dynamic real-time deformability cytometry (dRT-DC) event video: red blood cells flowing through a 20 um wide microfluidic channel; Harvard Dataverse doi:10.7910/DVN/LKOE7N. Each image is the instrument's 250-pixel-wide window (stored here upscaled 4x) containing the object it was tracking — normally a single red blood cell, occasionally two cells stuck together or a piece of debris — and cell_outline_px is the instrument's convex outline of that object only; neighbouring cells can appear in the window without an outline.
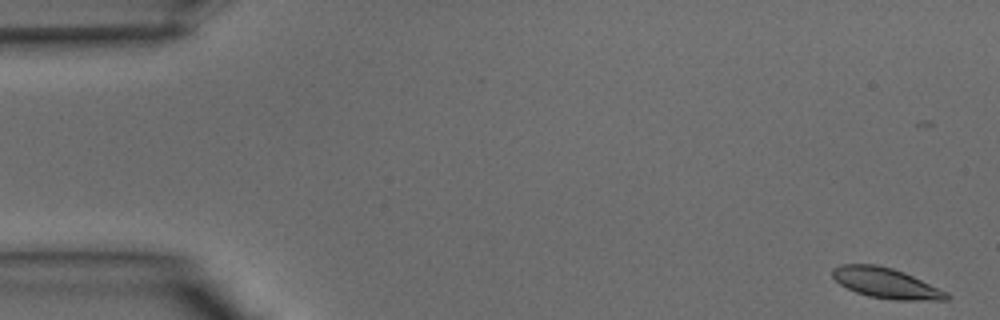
{"species": "common noctule bat (a hibernating species)", "species_latin": "Nyctalus noctula", "temperature_condition": "warm", "stored_images_in_passage": 39, "camera_frame_rate_fps": 3000, "um_per_image_px": 0.085, "animal": {"sex": "male", "body_mass_g": 15.6}, "frame": {"image": 1, "passage_image": 1, "time_ms": 0.0, "image_size_px": [1000, 320], "cell_outline_px": [[952, 296], [948, 300], [896, 300], [868, 296], [856, 292], [840, 284], [832, 276], [832, 268], [840, 264], [876, 264], [892, 268], [904, 272], [948, 292]], "centroid_in_image_um": [75.32, 24.06], "position_along_channel_um": 9.7, "area_um2": 20.23}}
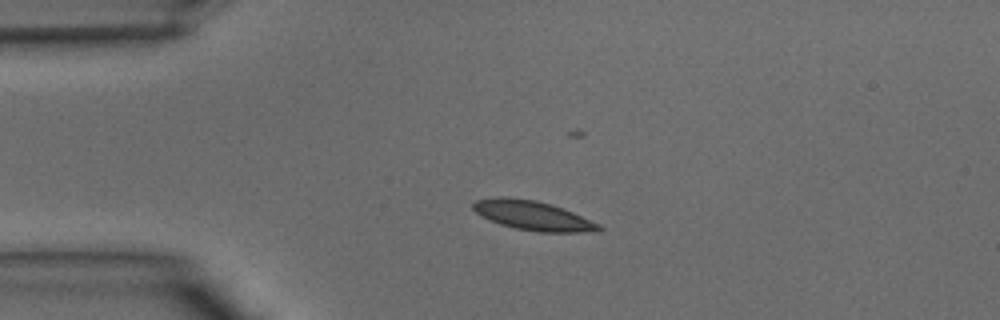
{"frame": {"image": 2, "passage_image": 9, "time_ms": 2.667, "image_size_px": [1000, 320], "cell_outline_px": [[604, 228], [600, 232], [540, 232], [516, 228], [500, 224], [476, 212], [472, 208], [472, 204], [476, 200], [500, 196], [504, 196], [536, 200], [572, 212], [600, 224]], "centroid_in_image_um": [45.33, 18.32], "position_along_channel_um": 39.7, "area_um2": 21.27}}
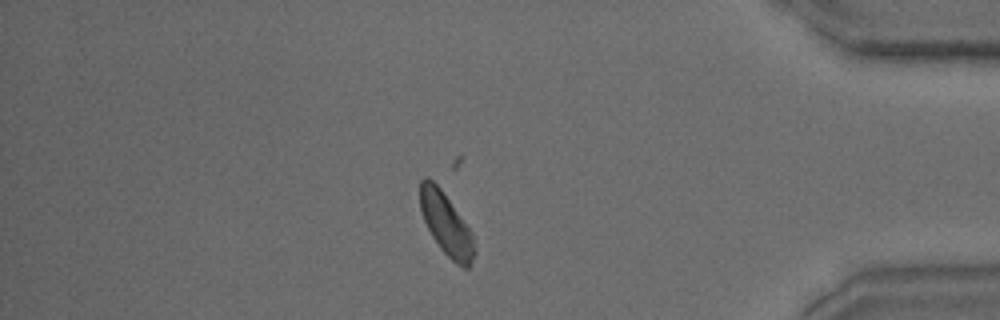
{"frame": {"image": 3, "passage_image": 34, "time_ms": 11.0, "image_size_px": [1000, 320], "cell_outline_px": [[476, 252], [472, 264], [468, 268], [464, 268], [456, 264], [440, 248], [432, 236], [424, 220], [420, 208], [420, 180], [424, 176], [428, 176], [440, 188], [472, 232]], "centroid_in_image_um": [37.93, 19.07], "position_along_channel_um": 397.3, "area_um2": 19.65}}